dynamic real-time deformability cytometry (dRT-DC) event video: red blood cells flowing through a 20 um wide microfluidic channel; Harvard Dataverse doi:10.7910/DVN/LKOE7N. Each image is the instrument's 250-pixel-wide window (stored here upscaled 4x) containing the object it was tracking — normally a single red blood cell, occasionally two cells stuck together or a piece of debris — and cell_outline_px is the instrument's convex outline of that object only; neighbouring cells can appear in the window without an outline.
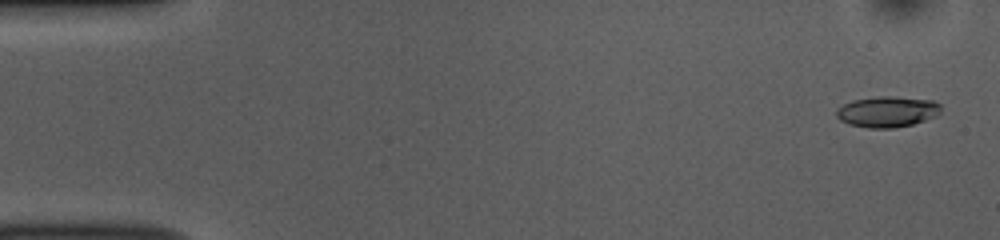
{"species": "common noctule bat (a hibernating species)", "species_latin": "Nyctalus noctula", "temperature_condition": "room temperature", "stored_images_in_passage": 52, "camera_frame_rate_fps": 3000, "um_per_image_px": 0.085, "animal": {"sex": "female", "body_mass_g": 10.0, "forearm_length_mm": 53.1}, "frame": {"image": 1, "passage_image": 2, "time_ms": 0.333, "image_size_px": [1000, 240], "cell_outline_px": [[940, 112], [936, 116], [912, 124], [892, 128], [868, 128], [848, 124], [840, 120], [836, 116], [836, 108], [852, 100], [880, 96], [892, 96], [932, 100], [940, 104]], "centroid_in_image_um": [75.39, 9.49], "position_along_channel_um": 9.6, "area_um2": 18.79}}
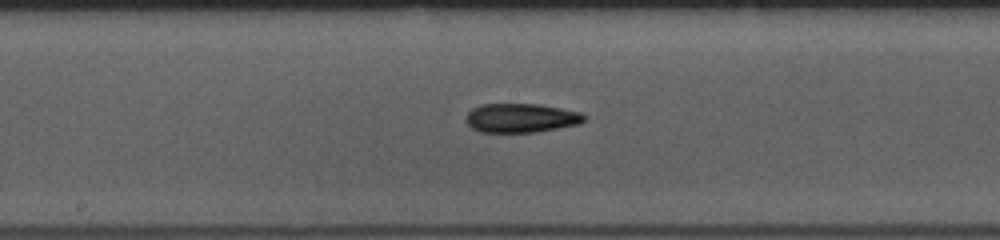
{"frame": {"image": 2, "passage_image": 27, "time_ms": 8.667, "image_size_px": [1000, 240], "cell_outline_px": [[588, 116], [580, 124], [536, 132], [480, 132], [472, 128], [464, 120], [468, 112], [472, 108], [480, 104], [540, 104], [580, 112]], "centroid_in_image_um": [44.28, 10.02], "position_along_channel_um": 203.9, "area_um2": 20.17}}
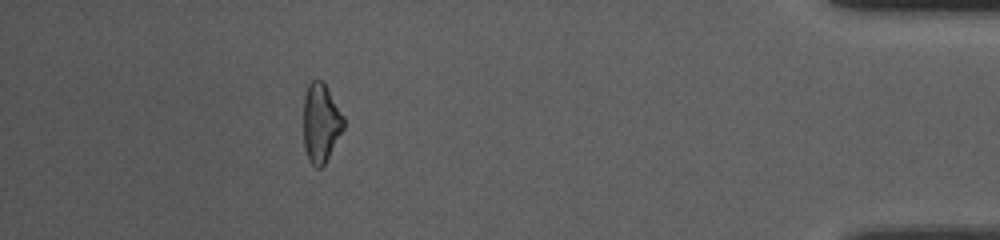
{"frame": {"image": 3, "passage_image": 47, "time_ms": 15.333, "image_size_px": [1000, 240], "cell_outline_px": [[344, 128], [324, 164], [320, 168], [316, 168], [312, 164], [304, 148], [304, 92], [308, 84], [312, 80], [320, 80], [324, 84], [344, 116]], "centroid_in_image_um": [27.26, 10.44], "position_along_channel_um": 407.9, "area_um2": 18.21}, "authors_computed_cell_mechanics": {"area_um2": 19.2185, "velocity_mm_per_s": 3.8461, "shape_relaxation_time_tau1_ms": 4.992, "shape_relaxation_time_tau2_ms": 9.1119, "deformation_change_tau1": 0.1715, "deformation_change_tau2": 0.217}}